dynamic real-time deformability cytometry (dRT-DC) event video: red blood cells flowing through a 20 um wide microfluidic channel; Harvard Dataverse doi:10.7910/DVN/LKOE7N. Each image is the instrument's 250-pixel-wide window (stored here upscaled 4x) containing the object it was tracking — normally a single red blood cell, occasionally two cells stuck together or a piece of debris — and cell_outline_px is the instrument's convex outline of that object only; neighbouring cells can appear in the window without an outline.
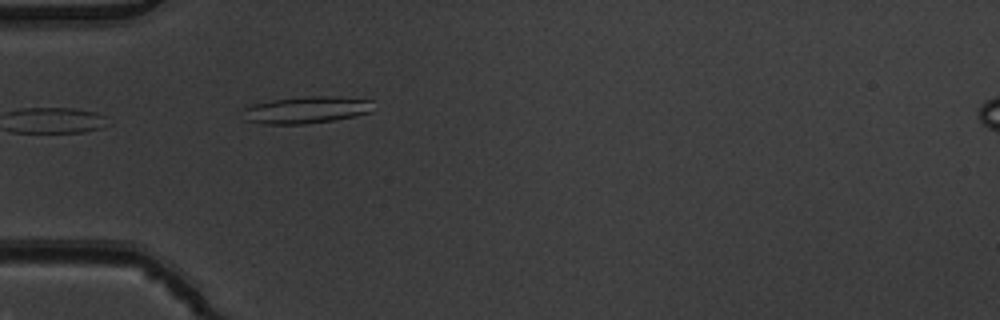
{"species": "common noctule bat (a hibernating species)", "species_latin": "Nyctalus noctula", "temperature_condition": "warm", "stored_images_in_passage": 4, "camera_frame_rate_fps": 3000, "um_per_image_px": 0.085, "animal": {"sex": "male", "body_mass_g": 19.5, "forearm_length_mm": 54.6}, "frame": {"image": 1, "passage_image": 4, "time_ms": 1.0, "image_size_px": [1000, 320], "cell_outline_px": [[372, 112], [356, 116], [332, 120], [304, 124], [264, 124], [240, 120], [244, 108], [252, 104], [272, 100], [308, 96], [336, 96], [372, 100]], "centroid_in_image_um": [25.99, 9.35], "position_along_channel_um": 59.0, "area_um2": 20.75}}